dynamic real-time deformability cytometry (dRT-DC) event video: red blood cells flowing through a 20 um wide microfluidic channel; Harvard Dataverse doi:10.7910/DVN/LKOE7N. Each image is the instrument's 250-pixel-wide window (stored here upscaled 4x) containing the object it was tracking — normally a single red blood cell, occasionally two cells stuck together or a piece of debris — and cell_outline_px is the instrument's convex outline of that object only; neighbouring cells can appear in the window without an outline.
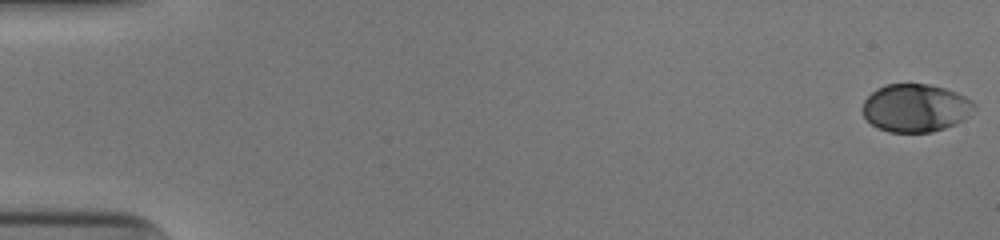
{"species": "human", "species_latin": "Homo sapiens", "temperature_condition": "cold", "stored_images_in_passage": 53, "camera_frame_rate_fps": 3000, "um_per_image_px": 0.085, "donor": {"sex": "male"}, "frame": {"image": 1, "passage_image": 1, "time_ms": 0.0, "image_size_px": [1000, 240], "cell_outline_px": [[976, 108], [964, 120], [956, 124], [932, 132], [888, 132], [872, 124], [864, 116], [860, 108], [864, 100], [876, 88], [884, 84], [928, 84], [944, 88], [956, 92], [972, 100], [976, 104]], "centroid_in_image_um": [77.82, 9.17], "position_along_channel_um": 7.2, "area_um2": 31.44}}
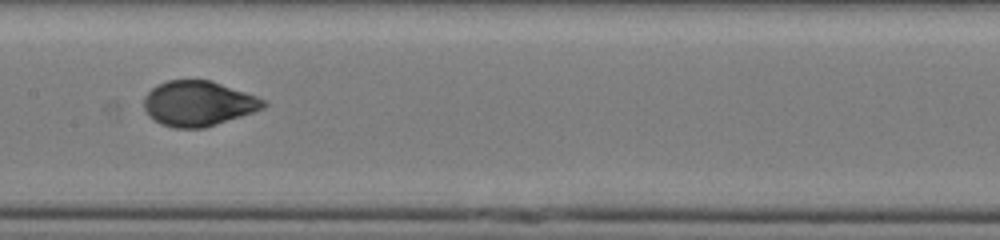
{"frame": {"image": 2, "passage_image": 28, "time_ms": 9.0, "image_size_px": [1000, 240], "cell_outline_px": [[268, 104], [264, 108], [204, 128], [172, 128], [160, 124], [148, 116], [144, 108], [144, 96], [156, 84], [168, 80], [212, 80], [268, 100]], "centroid_in_image_um": [16.84, 8.79], "position_along_channel_um": 190.6, "area_um2": 31.62}}
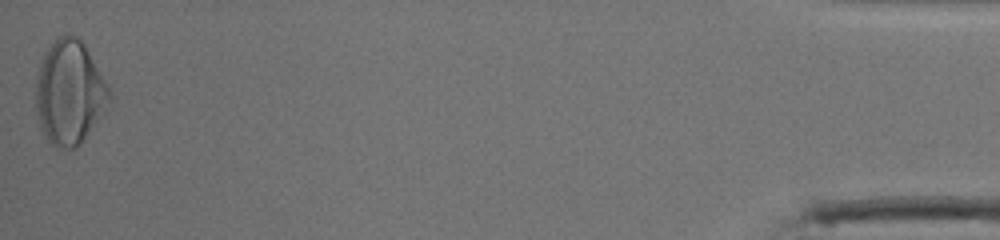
{"frame": {"image": 3, "passage_image": 53, "time_ms": 17.333, "image_size_px": [1000, 240], "cell_outline_px": [[112, 96], [104, 112], [80, 144], [76, 148], [56, 148], [48, 140], [40, 124], [36, 108], [36, 72], [48, 48], [64, 32], [76, 36], [84, 44], [108, 84], [112, 92]], "centroid_in_image_um": [5.92, 7.86], "position_along_channel_um": 429.3, "area_um2": 44.39}, "authors_computed_cell_mechanics": {"area_um2": 31.7322, "velocity_mm_per_s": 3.9255, "shape_relaxation_time_tau1_ms": 3.3294, "shape_relaxation_time_tau2_ms": null, "deformation_change_tau1": 0.1642, "deformation_change_tau2": null}}